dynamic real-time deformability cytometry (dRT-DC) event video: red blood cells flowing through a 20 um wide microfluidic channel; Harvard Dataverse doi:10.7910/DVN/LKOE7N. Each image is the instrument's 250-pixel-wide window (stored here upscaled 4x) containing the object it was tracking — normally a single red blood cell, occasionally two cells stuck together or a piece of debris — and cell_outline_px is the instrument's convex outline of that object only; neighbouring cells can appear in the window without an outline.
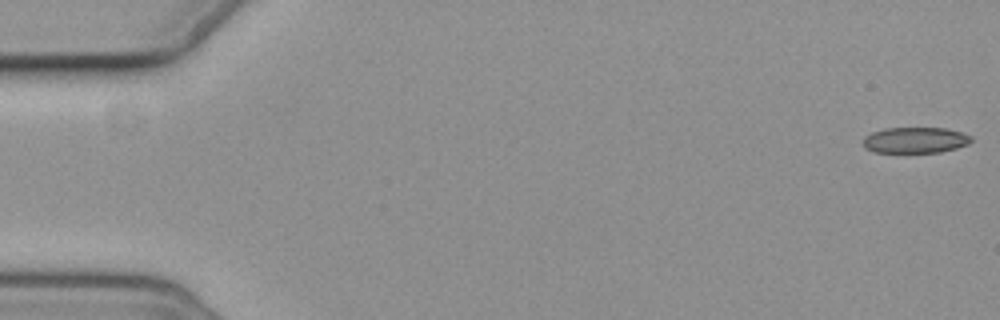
{"species": "common noctule bat (a hibernating species)", "species_latin": "Nyctalus noctula", "temperature_condition": "cold", "stored_images_in_passage": 8, "camera_frame_rate_fps": 3000, "um_per_image_px": 0.085, "animal": {"sex": "female", "body_mass_g": 19.3, "forearm_length_mm": 54.1}, "frame": {"image": 1, "passage_image": 1, "time_ms": 0.0, "image_size_px": [1000, 320], "cell_outline_px": [[972, 140], [968, 144], [956, 148], [940, 152], [872, 152], [864, 148], [864, 136], [872, 132], [884, 128], [944, 128], [960, 132], [972, 136]], "centroid_in_image_um": [77.77, 11.91], "position_along_channel_um": 7.2, "area_um2": 16.3}}
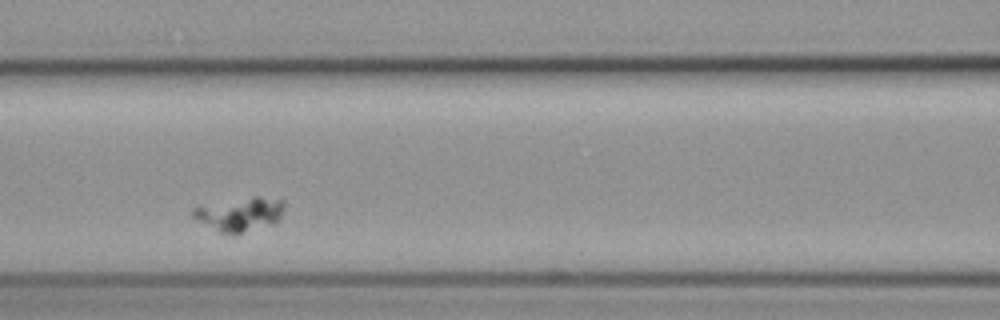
{"frame": {"image": 2, "passage_image": 6, "time_ms": 6.0, "image_size_px": [1000, 320], "cell_outline_px": [[284, 208], [276, 224], [236, 236], [232, 236], [216, 232], [192, 216], [192, 208], [200, 204], [252, 196], [260, 196], [284, 200]], "centroid_in_image_um": [20.37, 18.23], "position_along_channel_um": 146.2, "area_um2": 18.96}}